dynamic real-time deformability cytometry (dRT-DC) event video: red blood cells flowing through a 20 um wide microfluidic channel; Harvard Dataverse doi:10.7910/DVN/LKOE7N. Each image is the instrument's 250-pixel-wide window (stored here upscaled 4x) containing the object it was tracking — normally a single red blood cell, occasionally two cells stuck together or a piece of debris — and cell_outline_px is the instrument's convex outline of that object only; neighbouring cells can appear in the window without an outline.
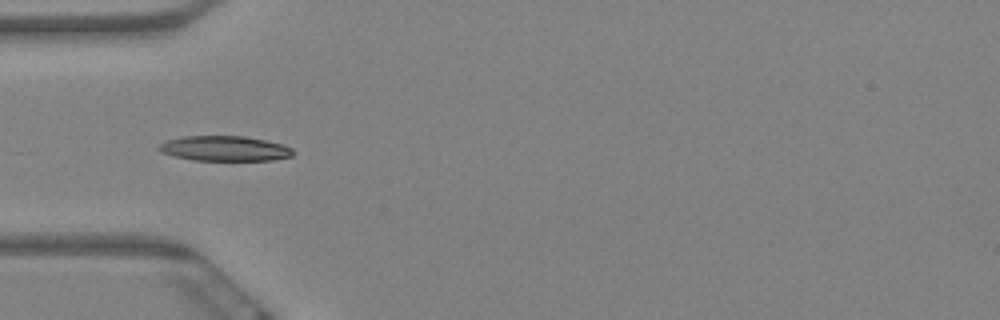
{"species": "Egyptian fruit bat (a non-hibernating species)", "species_latin": "Rousettus aegyptiacus", "temperature_condition": "warm", "stored_images_in_passage": 7, "camera_frame_rate_fps": 3000, "um_per_image_px": 0.085, "animal": {"sex": "female"}, "frame": {"image": 1, "passage_image": 6, "time_ms": 1.667, "image_size_px": [1000, 320], "cell_outline_px": [[296, 152], [292, 156], [272, 160], [192, 160], [160, 152], [156, 148], [160, 144], [168, 140], [184, 136], [244, 136], [284, 144], [292, 148]], "centroid_in_image_um": [19.12, 12.62], "position_along_channel_um": 65.9, "area_um2": 19.59}}
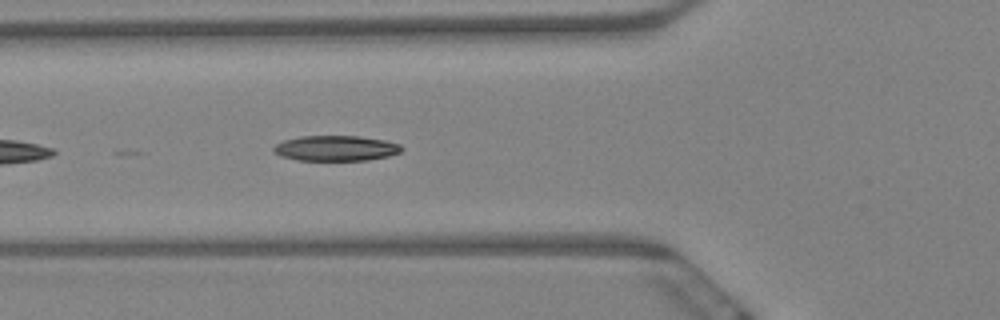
{"frame": {"image": 2, "passage_image": 7, "time_ms": 2.0, "image_size_px": [1000, 320], "cell_outline_px": [[404, 148], [400, 152], [388, 156], [368, 160], [296, 160], [280, 156], [272, 152], [272, 148], [276, 144], [284, 140], [300, 136], [360, 136], [384, 140], [400, 144]], "centroid_in_image_um": [28.52, 12.6], "position_along_channel_um": 97.3, "area_um2": 19.02}}